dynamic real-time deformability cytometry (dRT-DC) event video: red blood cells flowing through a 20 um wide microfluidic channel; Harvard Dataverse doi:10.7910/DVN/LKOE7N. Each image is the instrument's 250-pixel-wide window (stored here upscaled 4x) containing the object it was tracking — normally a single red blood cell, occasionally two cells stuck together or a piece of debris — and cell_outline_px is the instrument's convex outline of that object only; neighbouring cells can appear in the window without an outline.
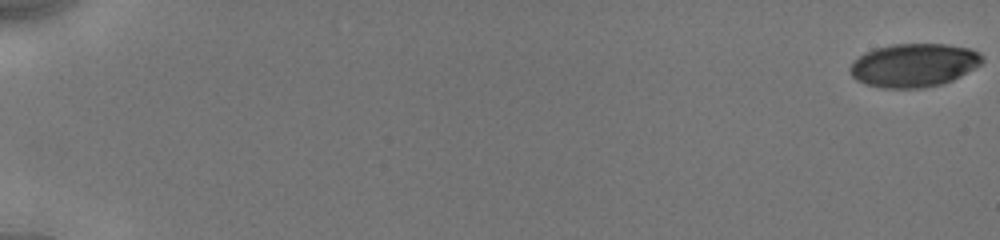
{"species": "human", "species_latin": "Homo sapiens", "temperature_condition": "cold", "stored_images_in_passage": 8, "camera_frame_rate_fps": 3000, "um_per_image_px": 0.085, "donor": {"sex": "male"}, "frame": {"image": 1, "passage_image": 1, "time_ms": 0.0, "image_size_px": [1000, 240], "cell_outline_px": [[984, 60], [980, 64], [960, 76], [944, 84], [920, 88], [884, 88], [864, 84], [856, 80], [852, 76], [848, 68], [864, 52], [872, 48], [892, 44], [948, 44], [968, 48], [980, 52], [984, 56]], "centroid_in_image_um": [77.67, 5.54], "position_along_channel_um": 7.3, "area_um2": 33.64}}
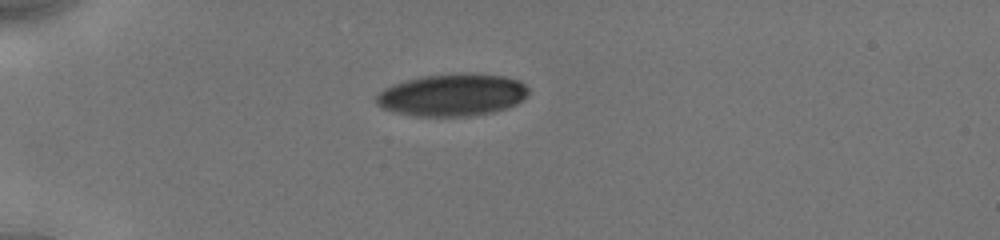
{"frame": {"image": 2, "passage_image": 7, "time_ms": 5.333, "image_size_px": [1000, 240], "cell_outline_px": [[528, 96], [524, 100], [508, 108], [492, 112], [468, 116], [416, 116], [392, 112], [376, 104], [376, 96], [384, 88], [392, 84], [404, 80], [424, 76], [464, 72], [504, 76], [516, 80], [524, 84], [528, 88]], "centroid_in_image_um": [38.45, 8.07], "position_along_channel_um": 46.6, "area_um2": 37.74}}